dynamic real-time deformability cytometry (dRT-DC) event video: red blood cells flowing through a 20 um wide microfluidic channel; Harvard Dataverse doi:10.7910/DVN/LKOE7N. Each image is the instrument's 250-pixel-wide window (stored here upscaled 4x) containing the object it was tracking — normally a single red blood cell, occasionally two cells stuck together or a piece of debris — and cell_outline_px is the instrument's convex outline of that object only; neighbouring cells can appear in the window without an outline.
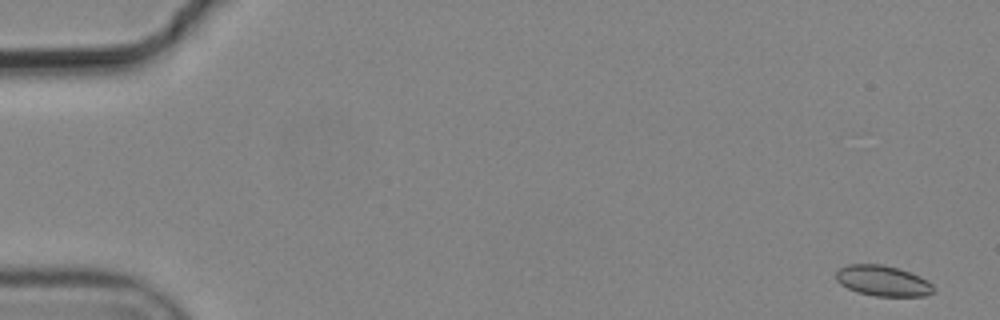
{"species": "common noctule bat (a hibernating species)", "species_latin": "Nyctalus noctula", "temperature_condition": "cold", "stored_images_in_passage": 6, "camera_frame_rate_fps": 3000, "um_per_image_px": 0.085, "animal": {"sex": "male", "body_mass_g": 19.2, "forearm_length_mm": 51.8}, "frame": {"image": 1, "passage_image": 1, "time_ms": 0.0, "image_size_px": [1000, 320], "cell_outline_px": [[936, 292], [924, 296], [876, 296], [860, 292], [848, 288], [840, 284], [836, 280], [836, 272], [840, 268], [848, 264], [880, 264], [896, 268], [920, 276], [932, 284]], "centroid_in_image_um": [75.05, 23.87], "position_along_channel_um": 10.0, "area_um2": 17.22}}
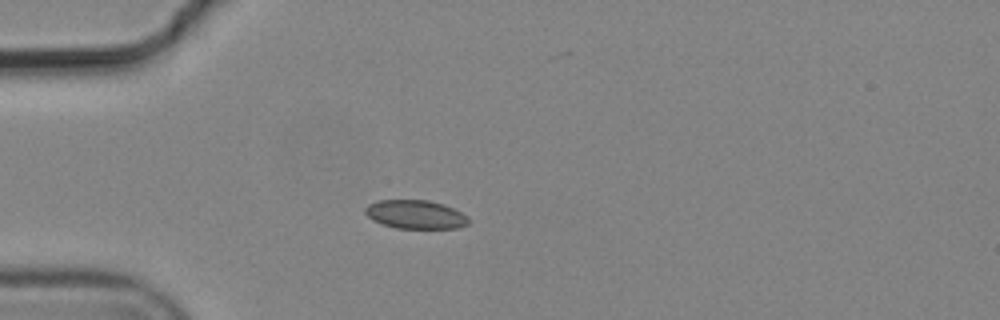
{"frame": {"image": 2, "passage_image": 5, "time_ms": 1.333, "image_size_px": [1000, 320], "cell_outline_px": [[472, 220], [468, 224], [456, 228], [396, 228], [372, 220], [364, 212], [364, 208], [368, 204], [376, 200], [428, 200], [444, 204], [468, 216]], "centroid_in_image_um": [35.32, 18.22], "position_along_channel_um": 49.7, "area_um2": 17.34}}